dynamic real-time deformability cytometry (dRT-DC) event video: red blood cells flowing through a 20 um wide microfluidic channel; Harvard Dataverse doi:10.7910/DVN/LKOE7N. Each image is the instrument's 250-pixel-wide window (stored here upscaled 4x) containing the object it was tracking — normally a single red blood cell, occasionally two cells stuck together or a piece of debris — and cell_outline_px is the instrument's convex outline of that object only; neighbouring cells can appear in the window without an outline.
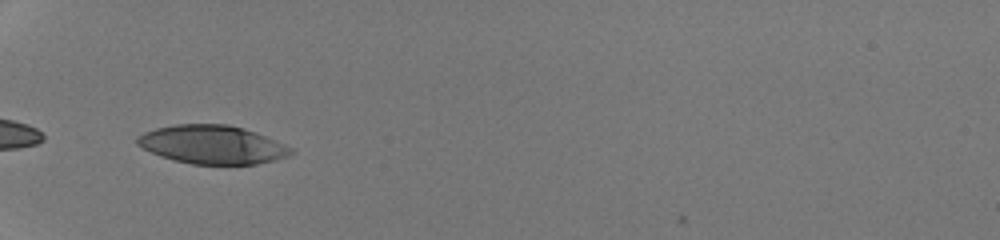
{"species": "human", "species_latin": "Homo sapiens", "temperature_condition": "room temperature", "stored_images_in_passage": 32, "camera_frame_rate_fps": 3000, "um_per_image_px": 0.085, "donor": {"sex": "male"}, "frame": {"image": 1, "passage_image": 1, "time_ms": 0.0, "image_size_px": [1000, 240], "cell_outline_px": [[292, 152], [284, 156], [272, 160], [256, 164], [192, 164], [160, 156], [136, 144], [136, 136], [144, 132], [156, 128], [176, 124], [228, 124], [244, 128], [264, 136], [292, 148]], "centroid_in_image_um": [17.98, 12.28], "position_along_channel_um": 67.0, "area_um2": 33.99}}
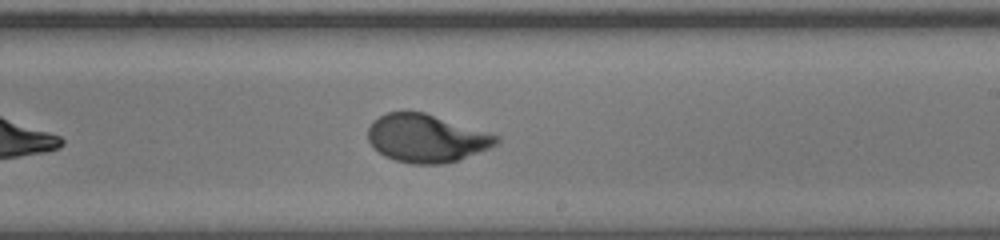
{"frame": {"image": 2, "passage_image": 15, "time_ms": 4.667, "image_size_px": [1000, 240], "cell_outline_px": [[500, 140], [496, 144], [488, 148], [460, 160], [444, 164], [412, 164], [396, 160], [384, 156], [368, 140], [368, 128], [372, 120], [388, 112], [424, 112], [500, 136]], "centroid_in_image_um": [36.24, 11.76], "position_along_channel_um": 252.8, "area_um2": 35.66}}
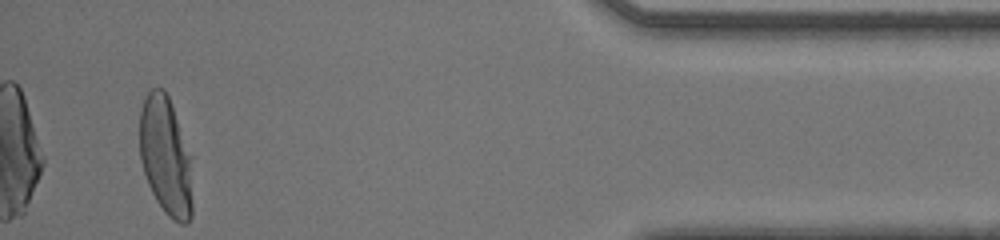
{"frame": {"image": 3, "passage_image": 30, "time_ms": 9.667, "image_size_px": [1000, 240], "cell_outline_px": [[192, 216], [188, 224], [180, 224], [172, 220], [164, 212], [156, 200], [148, 184], [140, 160], [140, 112], [144, 100], [148, 92], [152, 88], [164, 88], [168, 96], [192, 156]], "centroid_in_image_um": [14.11, 13.32], "position_along_channel_um": 421.1, "area_um2": 36.99}, "authors_computed_cell_mechanics": {"area_um2": 36.2984, "velocity_mm_per_s": 4.2719, "shape_relaxation_time_tau1_ms": 2.7437, "shape_relaxation_time_tau2_ms": null, "deformation_change_tau1": 0.1943, "deformation_change_tau2": null}}